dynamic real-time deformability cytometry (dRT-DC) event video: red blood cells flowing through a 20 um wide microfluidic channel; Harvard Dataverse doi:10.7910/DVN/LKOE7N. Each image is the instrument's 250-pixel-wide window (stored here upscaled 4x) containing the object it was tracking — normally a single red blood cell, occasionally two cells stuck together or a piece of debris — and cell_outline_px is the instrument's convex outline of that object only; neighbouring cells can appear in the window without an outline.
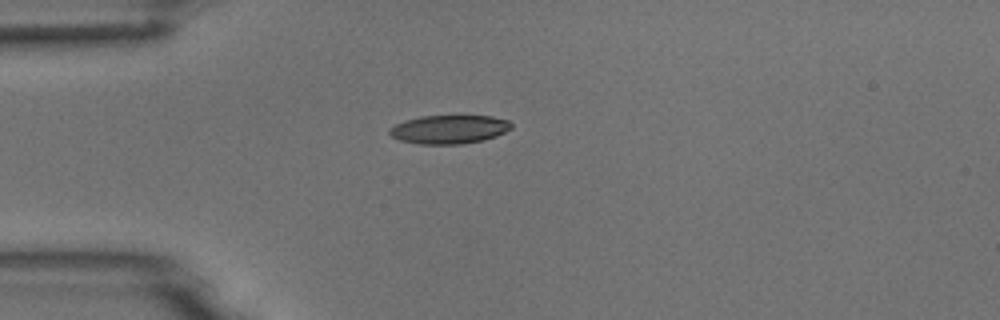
{"species": "common noctule bat (a hibernating species)", "species_latin": "Nyctalus noctula", "temperature_condition": "room temperature", "stored_images_in_passage": 1, "camera_frame_rate_fps": 3000, "um_per_image_px": 0.085, "animal": {"sex": "male", "body_mass_g": 18.8}, "frame": {"image": 1, "passage_image": 1, "time_ms": 0.0, "image_size_px": [1000, 320], "cell_outline_px": [[512, 128], [496, 136], [484, 140], [460, 144], [420, 144], [400, 140], [392, 136], [388, 132], [388, 128], [404, 120], [420, 116], [492, 116], [508, 120], [512, 124]], "centroid_in_image_um": [38.17, 10.99], "position_along_channel_um": 46.8, "area_um2": 20.35}}